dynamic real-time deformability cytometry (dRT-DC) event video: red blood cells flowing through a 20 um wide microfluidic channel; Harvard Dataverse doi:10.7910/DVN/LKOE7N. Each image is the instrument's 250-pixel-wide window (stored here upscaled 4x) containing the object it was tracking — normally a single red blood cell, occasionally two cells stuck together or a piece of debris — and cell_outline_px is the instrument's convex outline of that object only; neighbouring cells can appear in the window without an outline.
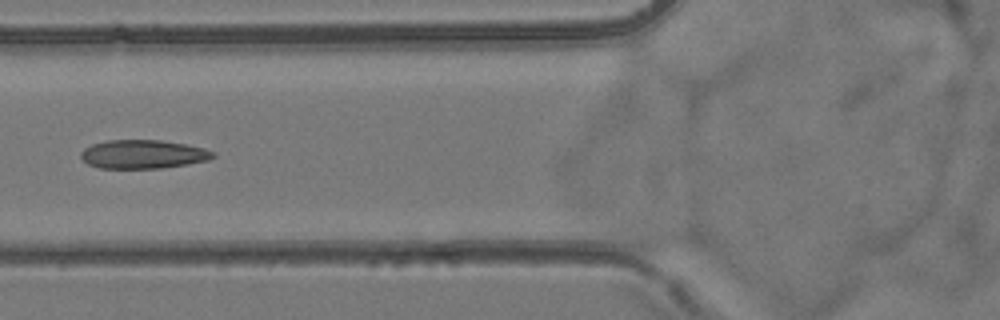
{"species": "common noctule bat (a hibernating species)", "species_latin": "Nyctalus noctula", "temperature_condition": "room temperature", "stored_images_in_passage": 7, "camera_frame_rate_fps": 3000, "um_per_image_px": 0.085, "animal": {"sex": "female", "body_mass_g": 24.6, "forearm_length_mm": 56.2}, "frame": {"image": 1, "passage_image": 7, "time_ms": 6.667, "image_size_px": [1000, 320], "cell_outline_px": [[216, 156], [208, 160], [188, 164], [160, 168], [100, 168], [88, 164], [80, 156], [80, 152], [84, 148], [92, 144], [108, 140], [160, 140], [184, 144], [204, 148], [216, 152]], "centroid_in_image_um": [12.17, 13.11], "position_along_channel_um": 113.6, "area_um2": 22.08}}